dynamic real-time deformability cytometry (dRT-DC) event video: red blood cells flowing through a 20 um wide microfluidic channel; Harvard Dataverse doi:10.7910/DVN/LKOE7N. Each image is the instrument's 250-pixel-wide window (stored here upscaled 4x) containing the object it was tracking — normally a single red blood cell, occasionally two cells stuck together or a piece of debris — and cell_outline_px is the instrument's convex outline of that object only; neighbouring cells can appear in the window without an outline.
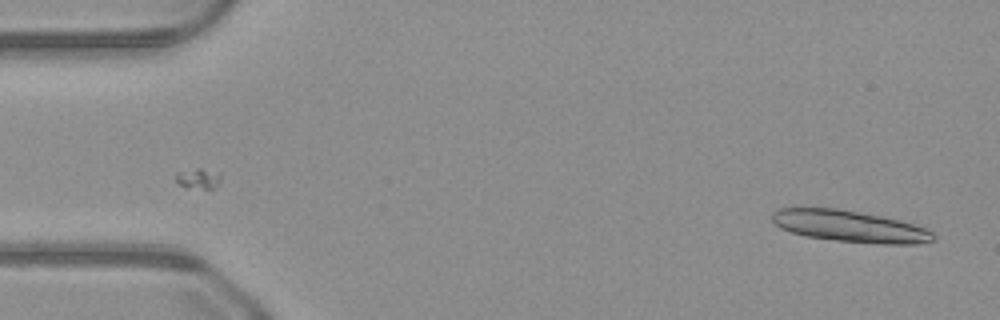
{"species": "common noctule bat (a hibernating species)", "species_latin": "Nyctalus noctula", "temperature_condition": "warm", "stored_images_in_passage": 12, "camera_frame_rate_fps": 3000, "um_per_image_px": 0.085, "animal": {"sex": "male", "body_mass_g": 23.1, "forearm_length_mm": 52.7}, "frame": {"image": 1, "passage_image": 1, "time_ms": 0.0, "image_size_px": [1000, 320], "cell_outline_px": [[936, 240], [916, 244], [884, 244], [840, 240], [804, 236], [780, 228], [772, 220], [772, 212], [780, 208], [800, 204], [840, 208], [880, 216], [912, 224], [924, 228], [932, 232], [936, 236]], "centroid_in_image_um": [72.11, 19.18], "position_along_channel_um": 12.9, "area_um2": 30.17}}